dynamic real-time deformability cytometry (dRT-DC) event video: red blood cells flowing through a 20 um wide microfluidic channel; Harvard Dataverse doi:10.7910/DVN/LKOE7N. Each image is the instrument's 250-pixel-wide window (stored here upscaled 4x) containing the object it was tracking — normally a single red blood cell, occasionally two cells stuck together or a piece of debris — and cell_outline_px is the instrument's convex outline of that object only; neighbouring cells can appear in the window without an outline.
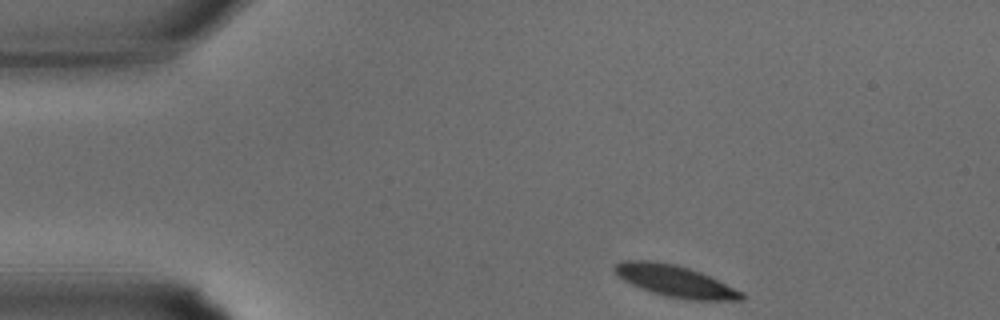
{"species": "common noctule bat (a hibernating species)", "species_latin": "Nyctalus noctula", "temperature_condition": "warm", "stored_images_in_passage": 29, "camera_frame_rate_fps": 3000, "um_per_image_px": 0.085, "animal": {"sex": "male", "body_mass_g": 15.6}, "frame": {"image": 1, "passage_image": 1, "time_ms": 0.0, "image_size_px": [1000, 320], "cell_outline_px": [[744, 300], [688, 300], [664, 296], [640, 288], [624, 280], [612, 268], [620, 260], [652, 260], [676, 264], [700, 272], [744, 292]], "centroid_in_image_um": [57.39, 23.89], "position_along_channel_um": 27.6, "area_um2": 23.35}}
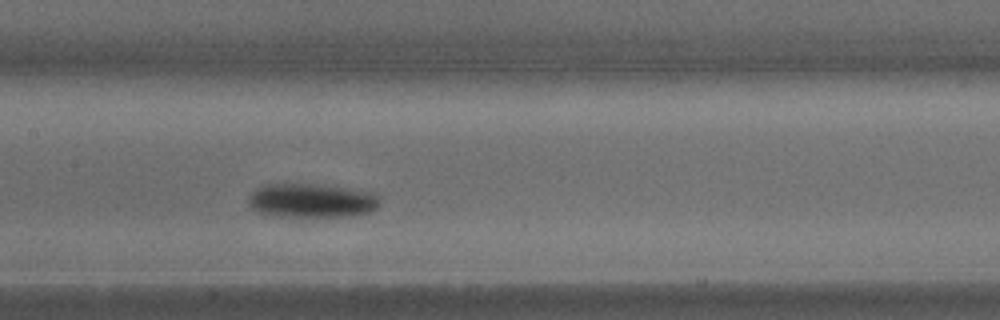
{"frame": {"image": 2, "passage_image": 12, "time_ms": 3.667, "image_size_px": [1000, 320], "cell_outline_px": [[380, 204], [372, 212], [356, 216], [268, 216], [252, 208], [248, 204], [248, 196], [256, 188], [264, 184], [316, 184], [344, 188], [368, 192], [376, 196], [380, 200]], "centroid_in_image_um": [26.45, 17.06], "position_along_channel_um": 181.0, "area_um2": 26.07}}
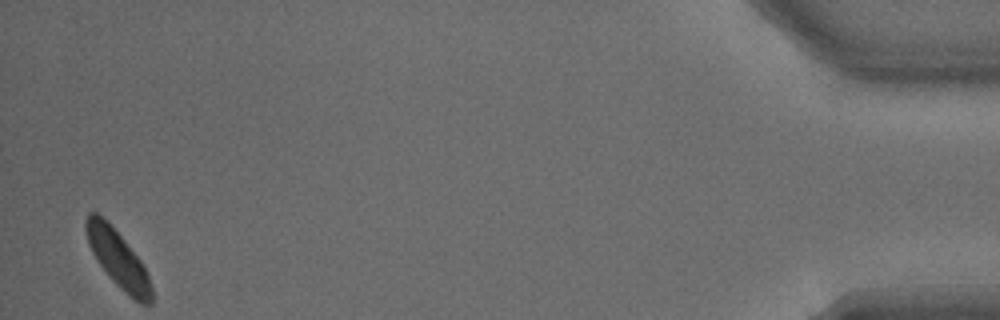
{"frame": {"image": 3, "passage_image": 29, "time_ms": 9.333, "image_size_px": [1000, 320], "cell_outline_px": [[152, 304], [140, 304], [120, 288], [112, 280], [100, 264], [92, 252], [88, 244], [84, 228], [84, 220], [88, 212], [96, 212], [124, 240], [140, 260], [148, 276], [152, 288]], "centroid_in_image_um": [10.0, 22.02], "position_along_channel_um": 425.2, "area_um2": 21.27}}